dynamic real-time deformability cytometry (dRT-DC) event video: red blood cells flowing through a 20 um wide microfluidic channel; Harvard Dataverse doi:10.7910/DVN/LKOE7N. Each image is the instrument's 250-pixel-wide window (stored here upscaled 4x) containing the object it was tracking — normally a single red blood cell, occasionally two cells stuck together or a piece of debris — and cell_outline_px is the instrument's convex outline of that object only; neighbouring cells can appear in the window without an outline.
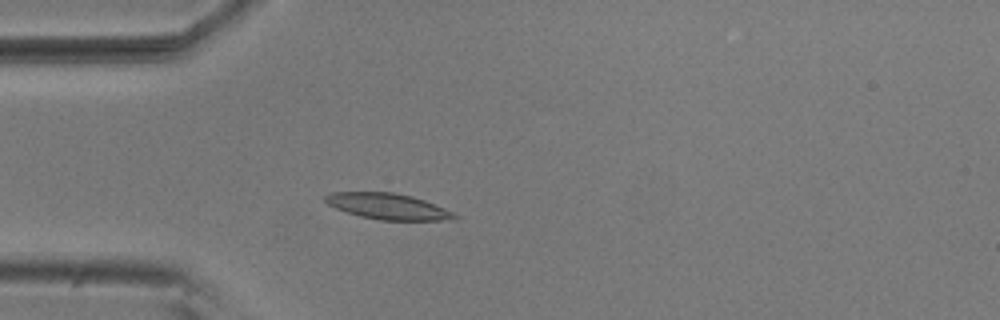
{"species": "common noctule bat (a hibernating species)", "species_latin": "Nyctalus noctula", "temperature_condition": "room temperature", "stored_images_in_passage": 52, "camera_frame_rate_fps": 3000, "um_per_image_px": 0.085, "animal": {"sex": "male", "body_mass_g": 20.5, "forearm_length_mm": 52.5}, "frame": {"image": 1, "passage_image": 14, "time_ms": 4.333, "image_size_px": [1000, 320], "cell_outline_px": [[460, 216], [456, 220], [380, 220], [360, 216], [336, 208], [328, 204], [324, 200], [324, 196], [332, 192], [392, 192], [412, 196], [424, 200], [444, 208]], "centroid_in_image_um": [32.99, 17.54], "position_along_channel_um": 52.0, "area_um2": 19.48}}
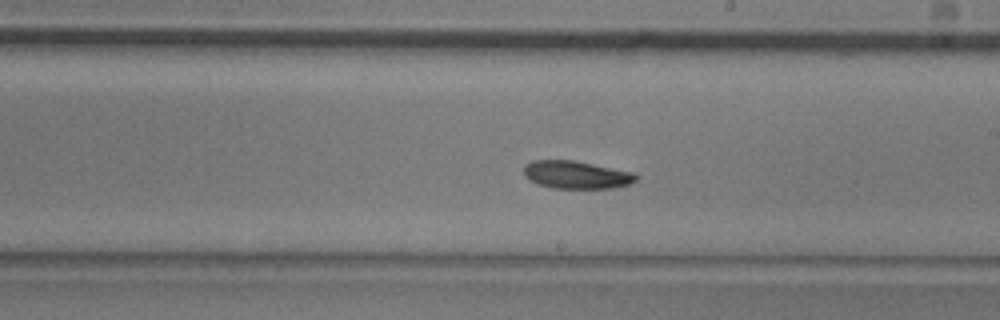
{"frame": {"image": 2, "passage_image": 30, "time_ms": 9.667, "image_size_px": [1000, 320], "cell_outline_px": [[636, 180], [628, 184], [612, 188], [552, 188], [536, 184], [524, 176], [524, 164], [532, 160], [572, 160], [632, 172], [636, 176]], "centroid_in_image_um": [48.91, 14.86], "position_along_channel_um": 240.1, "area_um2": 18.03}}
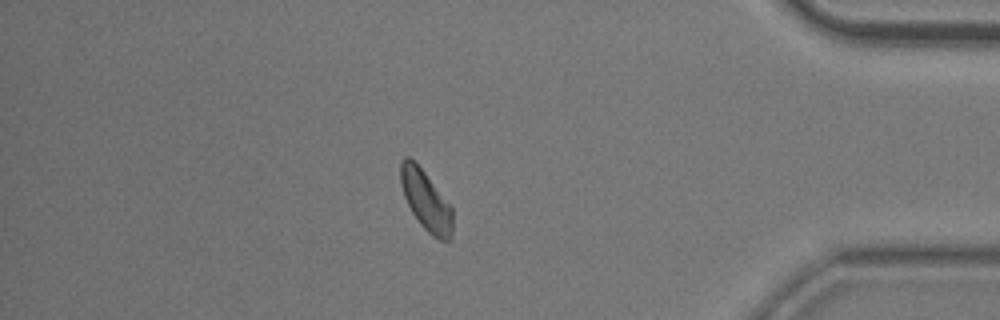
{"frame": {"image": 3, "passage_image": 46, "time_ms": 15.0, "image_size_px": [1000, 320], "cell_outline_px": [[452, 240], [440, 240], [432, 236], [420, 224], [412, 212], [404, 196], [400, 184], [400, 160], [404, 156], [408, 156], [424, 172], [452, 208]], "centroid_in_image_um": [36.19, 17.06], "position_along_channel_um": 399.0, "area_um2": 17.92}}